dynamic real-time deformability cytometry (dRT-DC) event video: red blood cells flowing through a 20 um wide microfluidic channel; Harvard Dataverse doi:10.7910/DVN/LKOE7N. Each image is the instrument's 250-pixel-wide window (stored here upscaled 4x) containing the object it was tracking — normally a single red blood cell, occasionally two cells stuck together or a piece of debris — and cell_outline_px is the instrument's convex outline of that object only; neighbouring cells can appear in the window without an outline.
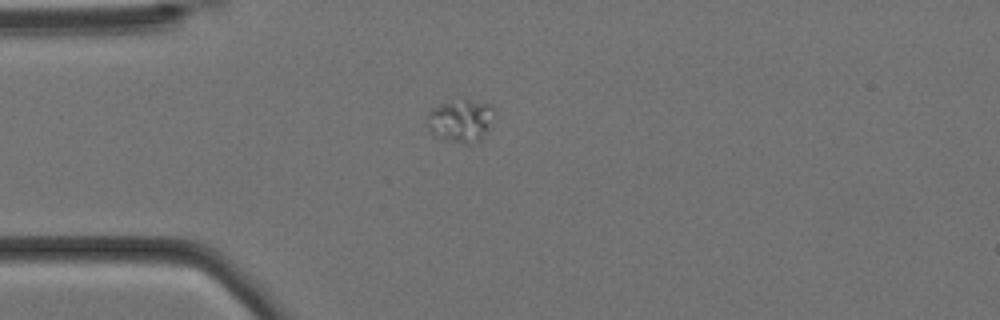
{"species": "Egyptian fruit bat (a non-hibernating species)", "species_latin": "Rousettus aegyptiacus", "temperature_condition": "cold", "stored_images_in_passage": 2, "camera_frame_rate_fps": 3000, "um_per_image_px": 0.085, "animal": {"sex": "female"}, "frame": {"image": 1, "passage_image": 1, "time_ms": 0.0, "image_size_px": [1000, 320], "cell_outline_px": [[492, 108], [488, 132], [480, 140], [468, 144], [464, 144], [444, 140], [432, 136], [428, 128], [428, 112], [432, 108], [440, 104], [464, 100], [468, 100], [492, 104]], "centroid_in_image_um": [39.11, 10.3], "position_along_channel_um": 45.9, "area_um2": 16.53}}
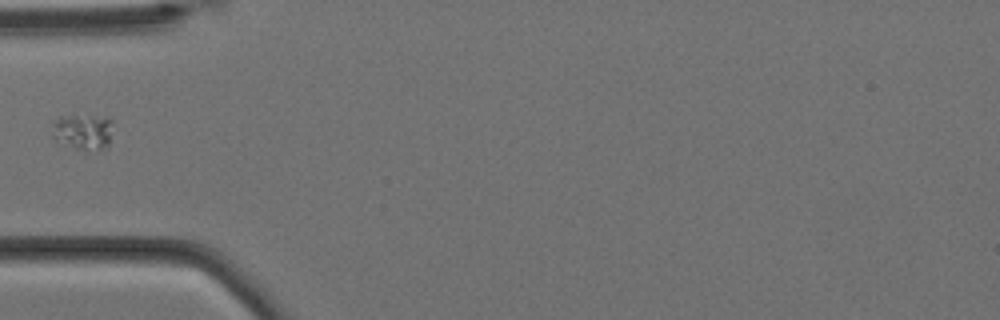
{"frame": {"image": 2, "passage_image": 2, "time_ms": 0.333, "image_size_px": [1000, 320], "cell_outline_px": [[112, 132], [108, 148], [84, 152], [56, 140], [52, 136], [52, 120], [64, 116], [92, 116], [112, 120]], "centroid_in_image_um": [7.06, 11.24], "position_along_channel_um": 77.9, "area_um2": 12.83}}